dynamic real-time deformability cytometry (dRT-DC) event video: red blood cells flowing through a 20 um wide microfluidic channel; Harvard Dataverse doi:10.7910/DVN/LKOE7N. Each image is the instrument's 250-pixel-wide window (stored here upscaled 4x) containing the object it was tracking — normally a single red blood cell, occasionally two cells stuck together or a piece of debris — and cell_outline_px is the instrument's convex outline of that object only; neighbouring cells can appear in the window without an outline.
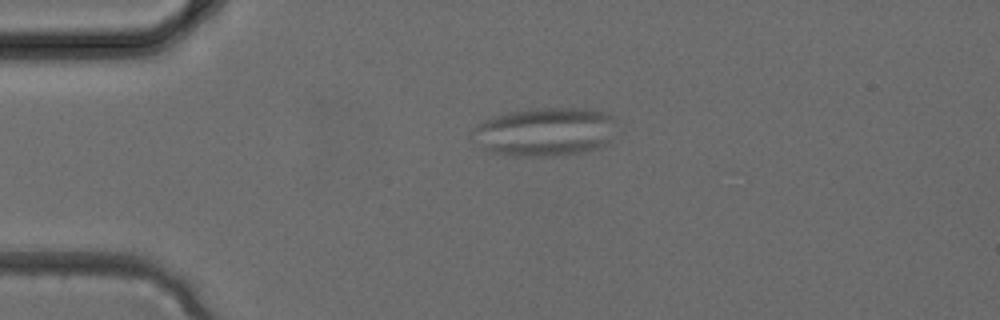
{"species": "common noctule bat (a hibernating species)", "species_latin": "Nyctalus noctula", "temperature_condition": "cold", "stored_images_in_passage": 1, "camera_frame_rate_fps": 3000, "um_per_image_px": 0.085, "animal": {"sex": "female", "body_mass_g": 24.6, "forearm_length_mm": 56.2}, "frame": {"image": 1, "passage_image": 1, "time_ms": 0.0, "image_size_px": [1000, 320], "cell_outline_px": [[616, 120], [608, 144], [600, 148], [584, 152], [564, 156], [508, 156], [488, 152], [472, 140], [468, 136], [468, 132], [476, 124], [484, 120], [508, 112], [532, 108], [584, 108], [604, 112], [616, 116]], "centroid_in_image_um": [46.27, 11.22], "position_along_channel_um": 38.7, "area_um2": 41.91}}